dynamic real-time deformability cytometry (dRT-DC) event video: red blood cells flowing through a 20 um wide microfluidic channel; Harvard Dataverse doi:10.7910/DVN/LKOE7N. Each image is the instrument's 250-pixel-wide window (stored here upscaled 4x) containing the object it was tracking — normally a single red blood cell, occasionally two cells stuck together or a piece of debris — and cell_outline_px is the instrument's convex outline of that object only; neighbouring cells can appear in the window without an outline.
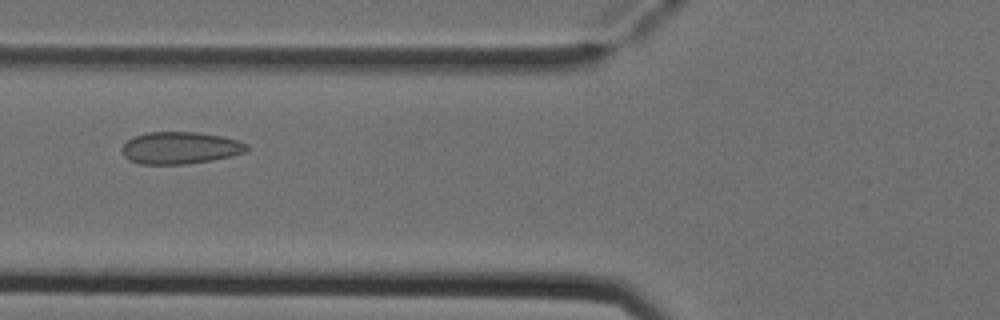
{"species": "Egyptian fruit bat (a non-hibernating species)", "species_latin": "Rousettus aegyptiacus", "temperature_condition": "cold", "stored_images_in_passage": 2, "camera_frame_rate_fps": 3000, "um_per_image_px": 0.085, "animal": {"sex": "female"}, "frame": {"image": 1, "passage_image": 2, "time_ms": 0.333, "image_size_px": [1000, 320], "cell_outline_px": [[248, 148], [244, 152], [232, 156], [212, 160], [184, 164], [140, 164], [128, 160], [124, 156], [120, 148], [128, 140], [136, 136], [148, 132], [196, 132], [220, 136], [236, 140], [248, 144]], "centroid_in_image_um": [15.29, 12.58], "position_along_channel_um": 110.5, "area_um2": 23.24}}